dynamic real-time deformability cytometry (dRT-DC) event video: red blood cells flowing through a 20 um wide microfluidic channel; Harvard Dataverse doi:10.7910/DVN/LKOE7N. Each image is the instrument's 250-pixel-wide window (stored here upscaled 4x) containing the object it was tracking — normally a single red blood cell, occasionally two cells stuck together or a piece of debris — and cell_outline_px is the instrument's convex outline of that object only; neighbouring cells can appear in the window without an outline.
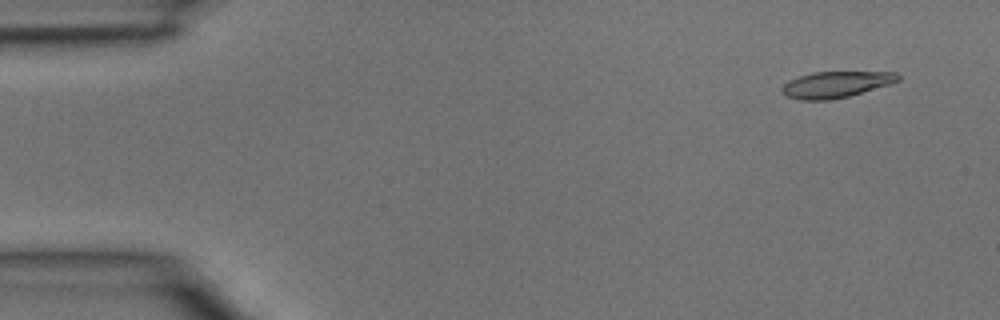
{"species": "common noctule bat (a hibernating species)", "species_latin": "Nyctalus noctula", "temperature_condition": "room temperature", "stored_images_in_passage": 4, "camera_frame_rate_fps": 3000, "um_per_image_px": 0.085, "animal": {"sex": "male", "body_mass_g": 15.6}, "frame": {"image": 1, "passage_image": 1, "time_ms": 0.0, "image_size_px": [1000, 320], "cell_outline_px": [[900, 80], [888, 84], [848, 96], [828, 100], [800, 100], [788, 96], [780, 88], [788, 80], [812, 72], [896, 72], [900, 76]], "centroid_in_image_um": [71.03, 7.17], "position_along_channel_um": 14.0, "area_um2": 17.46}}